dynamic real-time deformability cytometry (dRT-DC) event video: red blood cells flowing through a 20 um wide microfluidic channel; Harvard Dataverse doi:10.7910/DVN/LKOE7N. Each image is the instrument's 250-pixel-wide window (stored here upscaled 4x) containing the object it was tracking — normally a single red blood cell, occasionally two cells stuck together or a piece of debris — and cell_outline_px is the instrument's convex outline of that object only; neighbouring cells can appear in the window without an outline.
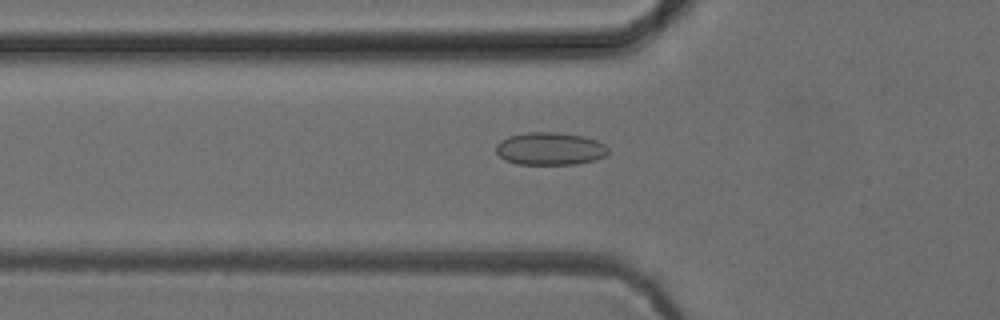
{"species": "common noctule bat (a hibernating species)", "species_latin": "Nyctalus noctula", "temperature_condition": "cold", "stored_images_in_passage": 52, "camera_frame_rate_fps": 3000, "um_per_image_px": 0.085, "animal": {"sex": "female", "body_mass_g": 24.6, "forearm_length_mm": 56.2}, "frame": {"image": 1, "passage_image": 18, "time_ms": 5.667, "image_size_px": [1000, 320], "cell_outline_px": [[608, 152], [604, 156], [596, 160], [576, 164], [516, 164], [504, 160], [496, 152], [496, 144], [500, 140], [508, 136], [528, 132], [556, 132], [584, 136], [596, 140], [604, 144], [608, 148]], "centroid_in_image_um": [46.73, 12.64], "position_along_channel_um": 79.1, "area_um2": 21.5}}
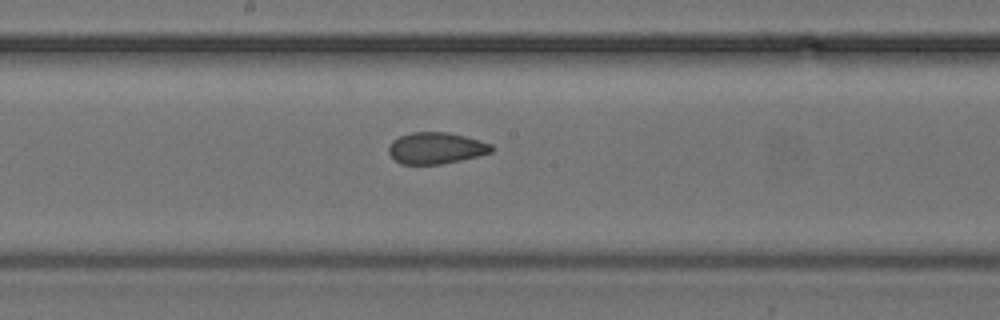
{"frame": {"image": 2, "passage_image": 28, "time_ms": 9.0, "image_size_px": [1000, 320], "cell_outline_px": [[496, 148], [492, 152], [480, 156], [440, 164], [400, 164], [388, 152], [388, 148], [392, 140], [400, 136], [412, 132], [448, 132], [464, 136], [492, 144]], "centroid_in_image_um": [37.08, 12.59], "position_along_channel_um": 211.1, "area_um2": 18.9}}
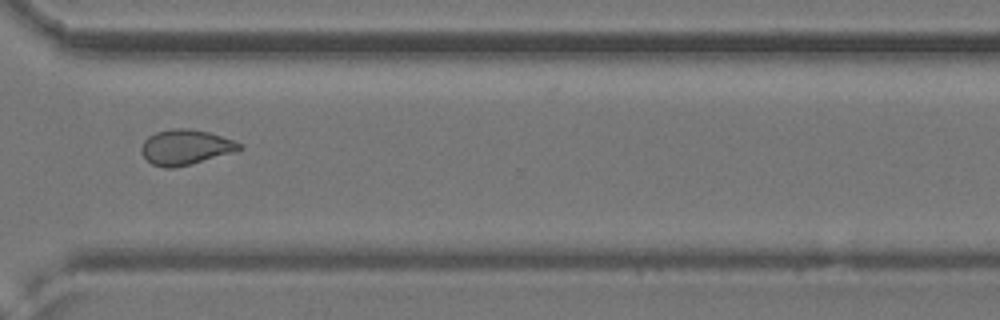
{"frame": {"image": 3, "passage_image": 39, "time_ms": 12.667, "image_size_px": [1000, 320], "cell_outline_px": [[244, 148], [192, 164], [172, 168], [164, 168], [152, 164], [140, 152], [140, 148], [144, 140], [148, 136], [156, 132], [172, 128], [188, 128], [208, 132], [244, 144]], "centroid_in_image_um": [15.74, 12.51], "position_along_channel_um": 354.9, "area_um2": 20.0}, "authors_computed_cell_mechanics": {"area_um2": 19.9699, "velocity_mm_per_s": 3.9329, "shape_relaxation_time_tau1_ms": null, "shape_relaxation_time_tau2_ms": 1.5809, "deformation_change_tau1": null, "deformation_change_tau2": 0.068}}